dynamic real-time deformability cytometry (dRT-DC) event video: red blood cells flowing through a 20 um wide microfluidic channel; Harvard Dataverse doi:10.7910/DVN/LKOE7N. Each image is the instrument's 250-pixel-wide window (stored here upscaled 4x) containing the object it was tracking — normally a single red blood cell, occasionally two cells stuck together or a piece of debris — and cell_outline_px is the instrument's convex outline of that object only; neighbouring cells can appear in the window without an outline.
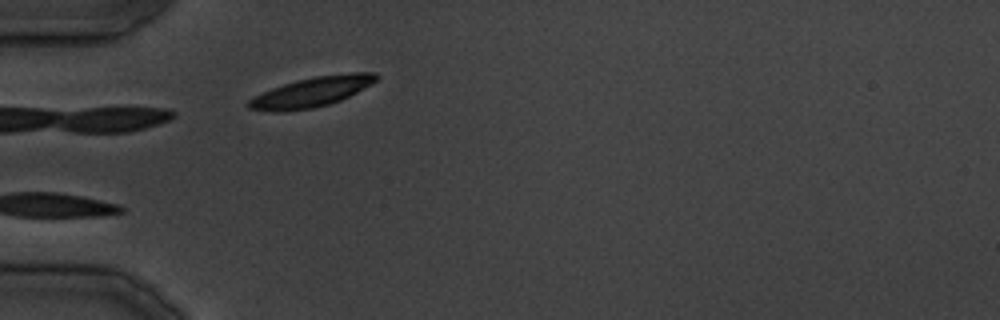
{"species": "common noctule bat (a hibernating species)", "species_latin": "Nyctalus noctula", "temperature_condition": "cold", "stored_images_in_passage": 19, "camera_frame_rate_fps": 3000, "um_per_image_px": 0.085, "animal": {"sex": "male", "body_mass_g": 19.5, "forearm_length_mm": 54.6}, "frame": {"image": 1, "passage_image": 1, "time_ms": 0.0, "image_size_px": [1000, 320], "cell_outline_px": [[380, 76], [372, 84], [340, 100], [328, 104], [312, 108], [280, 112], [276, 112], [248, 108], [248, 100], [272, 88], [284, 84], [316, 76], [356, 72], [372, 72]], "centroid_in_image_um": [26.52, 7.82], "position_along_channel_um": 58.5, "area_um2": 21.68}}